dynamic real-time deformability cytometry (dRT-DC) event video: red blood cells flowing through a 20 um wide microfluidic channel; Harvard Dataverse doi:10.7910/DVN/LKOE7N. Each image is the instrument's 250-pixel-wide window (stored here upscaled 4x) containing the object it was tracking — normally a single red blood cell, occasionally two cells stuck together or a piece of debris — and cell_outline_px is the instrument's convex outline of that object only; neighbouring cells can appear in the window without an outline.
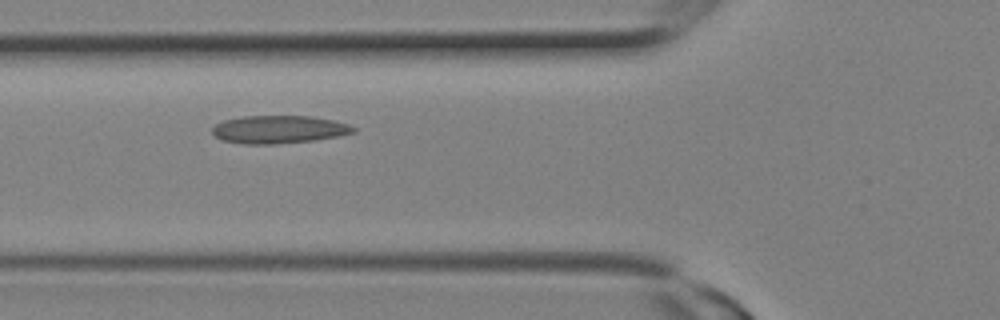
{"species": "Egyptian fruit bat (a non-hibernating species)", "species_latin": "Rousettus aegyptiacus", "temperature_condition": "room temperature", "stored_images_in_passage": 18, "segment_of_instrument_passage": [1, 2], "camera_frame_rate_fps": 3000, "um_per_image_px": 0.085, "animal": {"sex": "female"}, "frame": {"image": 1, "passage_image": 4, "time_ms": 1.0, "image_size_px": [1000, 320], "cell_outline_px": [[356, 132], [316, 140], [276, 144], [244, 144], [220, 140], [212, 132], [212, 128], [216, 124], [224, 120], [244, 116], [312, 116], [332, 120], [348, 124], [356, 128]], "centroid_in_image_um": [23.69, 11.01], "position_along_channel_um": 102.1, "area_um2": 22.95}}
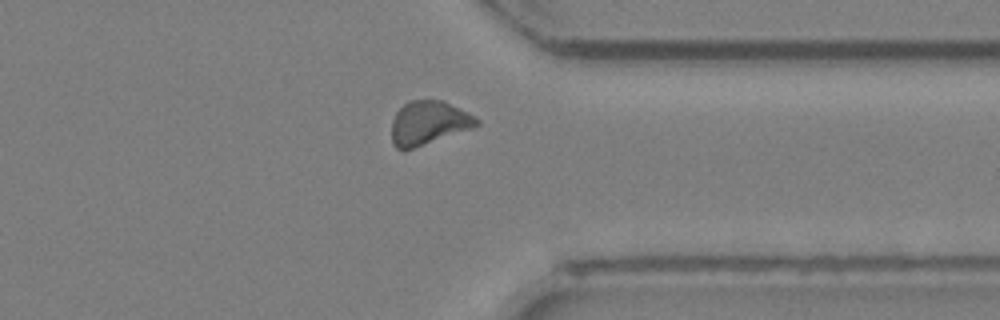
{"frame": {"image": 2, "passage_image": 14, "time_ms": 4.333, "image_size_px": [1000, 320], "cell_outline_px": [[480, 124], [472, 128], [404, 152], [396, 148], [392, 144], [392, 120], [396, 112], [408, 100], [444, 100], [468, 112], [480, 120]], "centroid_in_image_um": [36.41, 10.46], "position_along_channel_um": 375.0, "area_um2": 21.96}}
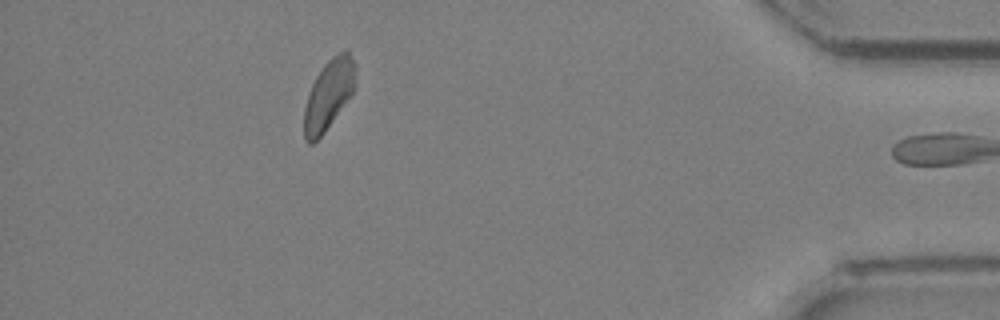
{"frame": {"image": 3, "passage_image": 17, "time_ms": 5.333, "image_size_px": [1000, 320], "cell_outline_px": [[356, 84], [352, 92], [324, 132], [312, 144], [308, 144], [304, 140], [304, 108], [312, 84], [316, 76], [324, 64], [332, 56], [340, 52], [348, 52], [356, 64]], "centroid_in_image_um": [27.93, 8.03], "position_along_channel_um": 407.3, "area_um2": 20.58}}